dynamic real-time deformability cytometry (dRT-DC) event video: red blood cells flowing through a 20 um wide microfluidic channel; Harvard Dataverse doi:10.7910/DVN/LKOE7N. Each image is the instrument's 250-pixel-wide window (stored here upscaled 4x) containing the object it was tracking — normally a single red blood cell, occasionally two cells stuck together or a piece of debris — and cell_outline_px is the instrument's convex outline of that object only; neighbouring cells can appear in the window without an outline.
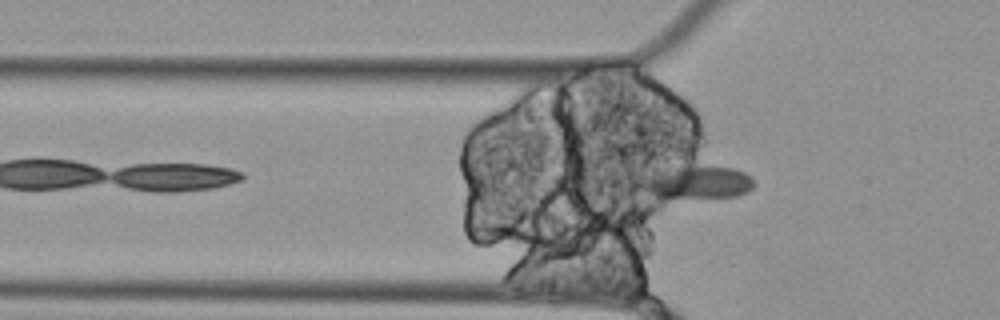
{"species": "Egyptian fruit bat (a non-hibernating species)", "species_latin": "Rousettus aegyptiacus", "temperature_condition": "cold", "stored_images_in_passage": 28, "camera_frame_rate_fps": 3000, "um_per_image_px": 0.085, "animal": {"sex": "female"}, "frame": {"image": 1, "passage_image": 4, "time_ms": 1.0, "image_size_px": [1000, 320], "cell_outline_px": [[756, 184], [748, 192], [736, 196], [660, 196], [628, 180], [628, 176], [668, 156], [732, 168], [744, 172], [752, 176]], "centroid_in_image_um": [58.82, 15.22], "position_along_channel_um": 67.0, "area_um2": 25.89}}
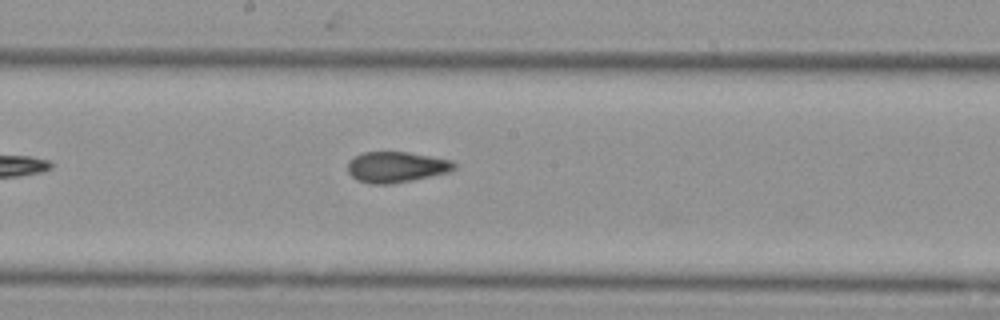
{"frame": {"image": 2, "passage_image": 16, "time_ms": 5.0, "image_size_px": [1000, 320], "cell_outline_px": [[456, 168], [448, 172], [412, 180], [388, 184], [368, 184], [356, 180], [348, 172], [348, 164], [356, 156], [364, 152], [408, 152], [452, 160], [456, 164]], "centroid_in_image_um": [33.69, 14.2], "position_along_channel_um": 214.5, "area_um2": 18.96}}
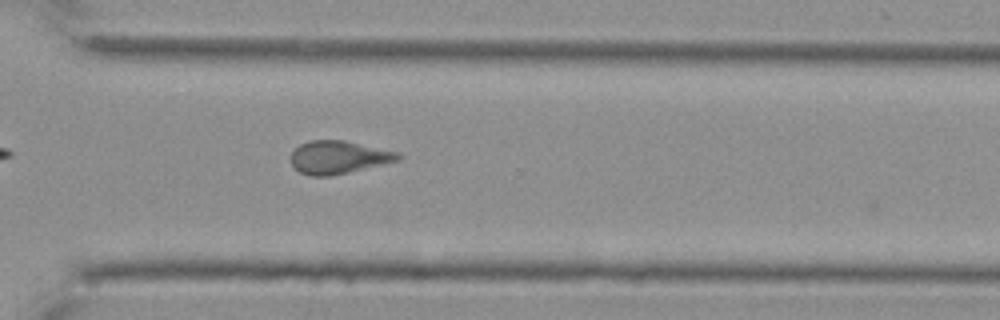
{"frame": {"image": 3, "passage_image": 27, "time_ms": 8.667, "image_size_px": [1000, 320], "cell_outline_px": [[404, 156], [400, 160], [332, 176], [308, 176], [300, 172], [292, 164], [292, 152], [300, 144], [308, 140], [344, 140], [400, 152]], "centroid_in_image_um": [28.81, 13.36], "position_along_channel_um": 341.8, "area_um2": 20.69}}